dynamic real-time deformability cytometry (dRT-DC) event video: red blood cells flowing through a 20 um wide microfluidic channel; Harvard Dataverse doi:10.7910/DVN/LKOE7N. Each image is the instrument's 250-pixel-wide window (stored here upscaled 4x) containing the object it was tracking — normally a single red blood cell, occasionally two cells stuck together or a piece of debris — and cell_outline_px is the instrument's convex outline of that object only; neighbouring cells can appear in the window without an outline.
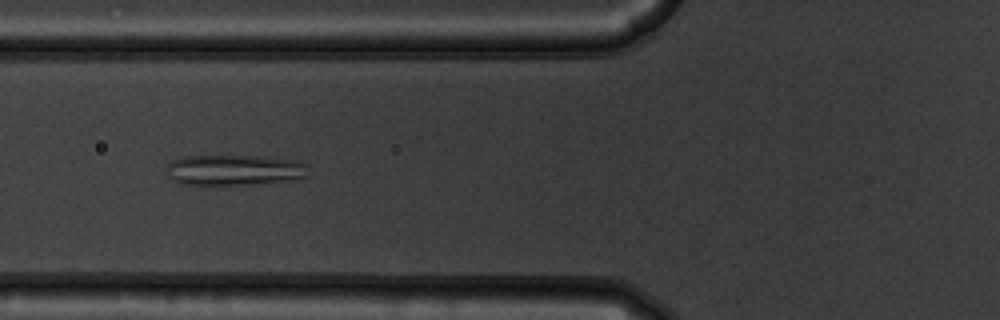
{"species": "common noctule bat (a hibernating species)", "species_latin": "Nyctalus noctula", "temperature_condition": "warm", "stored_images_in_passage": 40, "camera_frame_rate_fps": 3000, "um_per_image_px": 0.085, "animal": {"sex": "male", "body_mass_g": 19.5, "forearm_length_mm": 54.6}, "frame": {"image": 1, "passage_image": 7, "time_ms": 2.0, "image_size_px": [1000, 320], "cell_outline_px": [[304, 176], [296, 180], [248, 184], [180, 184], [172, 180], [168, 176], [168, 164], [172, 160], [180, 156], [264, 156], [296, 160], [304, 164]], "centroid_in_image_um": [19.85, 14.44], "position_along_channel_um": 105.9, "area_um2": 25.09}}
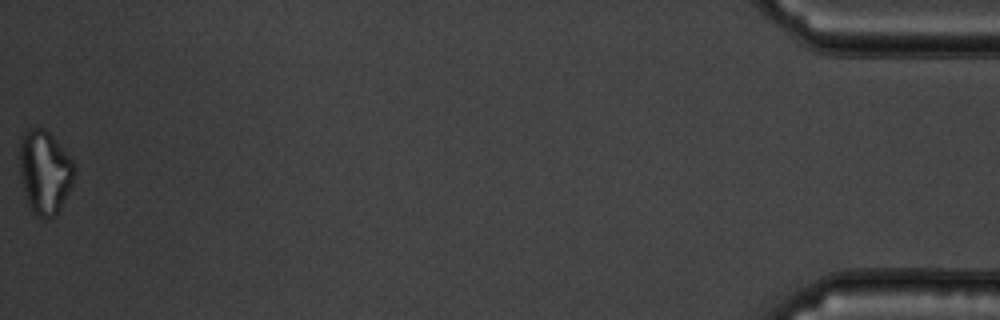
{"frame": {"image": 2, "passage_image": 40, "time_ms": 13.0, "image_size_px": [1000, 320], "cell_outline_px": [[76, 172], [72, 184], [56, 216], [48, 220], [32, 212], [28, 204], [20, 176], [20, 140], [24, 132], [28, 128], [44, 128], [56, 140], [76, 164]], "centroid_in_image_um": [3.82, 14.63], "position_along_channel_um": 431.4, "area_um2": 26.76}, "authors_computed_cell_mechanics": {"area_um2": 24.4494, "velocity_mm_per_s": 3.8026, "shape_relaxation_time_tau1_ms": null, "shape_relaxation_time_tau2_ms": 2.2378, "deformation_change_tau1": null, "deformation_change_tau2": 0.1133}}